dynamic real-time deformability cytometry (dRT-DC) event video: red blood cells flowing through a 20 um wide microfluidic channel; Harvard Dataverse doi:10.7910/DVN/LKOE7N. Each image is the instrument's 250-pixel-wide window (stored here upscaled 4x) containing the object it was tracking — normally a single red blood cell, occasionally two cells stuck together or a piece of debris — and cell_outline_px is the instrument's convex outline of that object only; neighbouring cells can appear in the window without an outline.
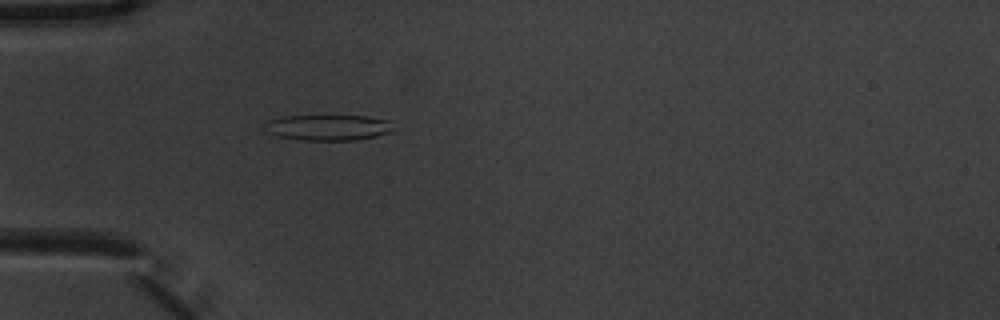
{"species": "common noctule bat (a hibernating species)", "species_latin": "Nyctalus noctula", "temperature_condition": "warm", "stored_images_in_passage": 1, "camera_frame_rate_fps": 3000, "um_per_image_px": 0.085, "animal": {"sex": "male", "body_mass_g": 20.1, "forearm_length_mm": 53.5}, "frame": {"image": 1, "passage_image": 1, "time_ms": 0.0, "image_size_px": [1000, 320], "cell_outline_px": [[396, 132], [356, 140], [304, 140], [280, 136], [268, 132], [264, 128], [264, 124], [268, 120], [284, 116], [364, 116], [388, 120]], "centroid_in_image_um": [27.93, 10.84], "position_along_channel_um": 57.1, "area_um2": 19.25}}